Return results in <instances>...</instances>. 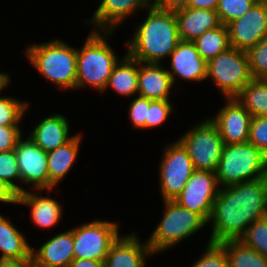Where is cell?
Returning a JSON list of instances; mask_svg holds the SVG:
<instances>
[{
  "mask_svg": "<svg viewBox=\"0 0 267 267\" xmlns=\"http://www.w3.org/2000/svg\"><path fill=\"white\" fill-rule=\"evenodd\" d=\"M267 216V177L219 188L207 223L210 242L239 240L247 227Z\"/></svg>",
  "mask_w": 267,
  "mask_h": 267,
  "instance_id": "cell-1",
  "label": "cell"
},
{
  "mask_svg": "<svg viewBox=\"0 0 267 267\" xmlns=\"http://www.w3.org/2000/svg\"><path fill=\"white\" fill-rule=\"evenodd\" d=\"M146 10L147 17L125 42L126 53L141 63L162 64L181 41L176 15L153 4Z\"/></svg>",
  "mask_w": 267,
  "mask_h": 267,
  "instance_id": "cell-2",
  "label": "cell"
},
{
  "mask_svg": "<svg viewBox=\"0 0 267 267\" xmlns=\"http://www.w3.org/2000/svg\"><path fill=\"white\" fill-rule=\"evenodd\" d=\"M114 31L92 30L77 49L75 90L91 87L102 93L119 58L107 39ZM87 85V86H86Z\"/></svg>",
  "mask_w": 267,
  "mask_h": 267,
  "instance_id": "cell-3",
  "label": "cell"
},
{
  "mask_svg": "<svg viewBox=\"0 0 267 267\" xmlns=\"http://www.w3.org/2000/svg\"><path fill=\"white\" fill-rule=\"evenodd\" d=\"M30 64L45 79L63 90H74L77 76V48L60 39L31 44L24 50Z\"/></svg>",
  "mask_w": 267,
  "mask_h": 267,
  "instance_id": "cell-4",
  "label": "cell"
},
{
  "mask_svg": "<svg viewBox=\"0 0 267 267\" xmlns=\"http://www.w3.org/2000/svg\"><path fill=\"white\" fill-rule=\"evenodd\" d=\"M215 173L220 188L267 177V155L250 142L225 144Z\"/></svg>",
  "mask_w": 267,
  "mask_h": 267,
  "instance_id": "cell-5",
  "label": "cell"
},
{
  "mask_svg": "<svg viewBox=\"0 0 267 267\" xmlns=\"http://www.w3.org/2000/svg\"><path fill=\"white\" fill-rule=\"evenodd\" d=\"M163 203L164 215L146 240L154 255L171 249L208 224L200 214L180 206L174 200H164Z\"/></svg>",
  "mask_w": 267,
  "mask_h": 267,
  "instance_id": "cell-6",
  "label": "cell"
},
{
  "mask_svg": "<svg viewBox=\"0 0 267 267\" xmlns=\"http://www.w3.org/2000/svg\"><path fill=\"white\" fill-rule=\"evenodd\" d=\"M207 78L211 79L224 98H235L253 79L246 51L229 47L207 61Z\"/></svg>",
  "mask_w": 267,
  "mask_h": 267,
  "instance_id": "cell-7",
  "label": "cell"
},
{
  "mask_svg": "<svg viewBox=\"0 0 267 267\" xmlns=\"http://www.w3.org/2000/svg\"><path fill=\"white\" fill-rule=\"evenodd\" d=\"M196 170L215 173L224 147L217 125L209 118L178 138Z\"/></svg>",
  "mask_w": 267,
  "mask_h": 267,
  "instance_id": "cell-8",
  "label": "cell"
},
{
  "mask_svg": "<svg viewBox=\"0 0 267 267\" xmlns=\"http://www.w3.org/2000/svg\"><path fill=\"white\" fill-rule=\"evenodd\" d=\"M116 222L95 220L73 227L74 259H92L102 261L110 246L119 237Z\"/></svg>",
  "mask_w": 267,
  "mask_h": 267,
  "instance_id": "cell-9",
  "label": "cell"
},
{
  "mask_svg": "<svg viewBox=\"0 0 267 267\" xmlns=\"http://www.w3.org/2000/svg\"><path fill=\"white\" fill-rule=\"evenodd\" d=\"M159 166V186L163 201L174 200L195 171L187 150L178 141L164 147Z\"/></svg>",
  "mask_w": 267,
  "mask_h": 267,
  "instance_id": "cell-10",
  "label": "cell"
},
{
  "mask_svg": "<svg viewBox=\"0 0 267 267\" xmlns=\"http://www.w3.org/2000/svg\"><path fill=\"white\" fill-rule=\"evenodd\" d=\"M219 188L216 173L195 169L174 201L208 221Z\"/></svg>",
  "mask_w": 267,
  "mask_h": 267,
  "instance_id": "cell-11",
  "label": "cell"
},
{
  "mask_svg": "<svg viewBox=\"0 0 267 267\" xmlns=\"http://www.w3.org/2000/svg\"><path fill=\"white\" fill-rule=\"evenodd\" d=\"M231 47L248 51L267 36V2L257 1L242 17L227 24Z\"/></svg>",
  "mask_w": 267,
  "mask_h": 267,
  "instance_id": "cell-12",
  "label": "cell"
},
{
  "mask_svg": "<svg viewBox=\"0 0 267 267\" xmlns=\"http://www.w3.org/2000/svg\"><path fill=\"white\" fill-rule=\"evenodd\" d=\"M17 143L15 155L20 170V182L34 190H49L47 152L29 136Z\"/></svg>",
  "mask_w": 267,
  "mask_h": 267,
  "instance_id": "cell-13",
  "label": "cell"
},
{
  "mask_svg": "<svg viewBox=\"0 0 267 267\" xmlns=\"http://www.w3.org/2000/svg\"><path fill=\"white\" fill-rule=\"evenodd\" d=\"M225 105L210 119L217 125L224 144L246 143L252 115L236 99L225 98Z\"/></svg>",
  "mask_w": 267,
  "mask_h": 267,
  "instance_id": "cell-14",
  "label": "cell"
},
{
  "mask_svg": "<svg viewBox=\"0 0 267 267\" xmlns=\"http://www.w3.org/2000/svg\"><path fill=\"white\" fill-rule=\"evenodd\" d=\"M169 57L170 69L167 71L173 84H176V79H182L184 82L206 80L207 62L198 53L194 42L181 40Z\"/></svg>",
  "mask_w": 267,
  "mask_h": 267,
  "instance_id": "cell-15",
  "label": "cell"
},
{
  "mask_svg": "<svg viewBox=\"0 0 267 267\" xmlns=\"http://www.w3.org/2000/svg\"><path fill=\"white\" fill-rule=\"evenodd\" d=\"M152 4L153 0H101L93 16L85 22L94 27L92 30L115 31L133 13Z\"/></svg>",
  "mask_w": 267,
  "mask_h": 267,
  "instance_id": "cell-16",
  "label": "cell"
},
{
  "mask_svg": "<svg viewBox=\"0 0 267 267\" xmlns=\"http://www.w3.org/2000/svg\"><path fill=\"white\" fill-rule=\"evenodd\" d=\"M135 232L119 237L110 246L103 267H146V258L154 255L147 241L141 242Z\"/></svg>",
  "mask_w": 267,
  "mask_h": 267,
  "instance_id": "cell-17",
  "label": "cell"
},
{
  "mask_svg": "<svg viewBox=\"0 0 267 267\" xmlns=\"http://www.w3.org/2000/svg\"><path fill=\"white\" fill-rule=\"evenodd\" d=\"M73 228L48 239L40 248H32L35 267H68L74 260Z\"/></svg>",
  "mask_w": 267,
  "mask_h": 267,
  "instance_id": "cell-18",
  "label": "cell"
},
{
  "mask_svg": "<svg viewBox=\"0 0 267 267\" xmlns=\"http://www.w3.org/2000/svg\"><path fill=\"white\" fill-rule=\"evenodd\" d=\"M35 192L25 190L19 193L18 204L29 207L30 217L34 226L39 228L49 229L57 226L62 218V206L56 199L50 197L53 189L47 190L49 196L41 195V191L34 190ZM40 191V192H39ZM44 196V197H43Z\"/></svg>",
  "mask_w": 267,
  "mask_h": 267,
  "instance_id": "cell-19",
  "label": "cell"
},
{
  "mask_svg": "<svg viewBox=\"0 0 267 267\" xmlns=\"http://www.w3.org/2000/svg\"><path fill=\"white\" fill-rule=\"evenodd\" d=\"M175 86L162 64L138 61V95L151 100H170L171 88Z\"/></svg>",
  "mask_w": 267,
  "mask_h": 267,
  "instance_id": "cell-20",
  "label": "cell"
},
{
  "mask_svg": "<svg viewBox=\"0 0 267 267\" xmlns=\"http://www.w3.org/2000/svg\"><path fill=\"white\" fill-rule=\"evenodd\" d=\"M180 39L194 41L207 30L221 26L216 10L182 8L174 11Z\"/></svg>",
  "mask_w": 267,
  "mask_h": 267,
  "instance_id": "cell-21",
  "label": "cell"
},
{
  "mask_svg": "<svg viewBox=\"0 0 267 267\" xmlns=\"http://www.w3.org/2000/svg\"><path fill=\"white\" fill-rule=\"evenodd\" d=\"M69 125L65 116L59 113L52 114L39 121L28 136L43 151L49 152L66 144L74 137L70 134Z\"/></svg>",
  "mask_w": 267,
  "mask_h": 267,
  "instance_id": "cell-22",
  "label": "cell"
},
{
  "mask_svg": "<svg viewBox=\"0 0 267 267\" xmlns=\"http://www.w3.org/2000/svg\"><path fill=\"white\" fill-rule=\"evenodd\" d=\"M81 134H75L66 144L47 152L49 189H54L74 165L79 154Z\"/></svg>",
  "mask_w": 267,
  "mask_h": 267,
  "instance_id": "cell-23",
  "label": "cell"
},
{
  "mask_svg": "<svg viewBox=\"0 0 267 267\" xmlns=\"http://www.w3.org/2000/svg\"><path fill=\"white\" fill-rule=\"evenodd\" d=\"M0 261L32 257V246L27 237L18 230L9 218L0 214Z\"/></svg>",
  "mask_w": 267,
  "mask_h": 267,
  "instance_id": "cell-24",
  "label": "cell"
},
{
  "mask_svg": "<svg viewBox=\"0 0 267 267\" xmlns=\"http://www.w3.org/2000/svg\"><path fill=\"white\" fill-rule=\"evenodd\" d=\"M108 88L117 92L118 95L128 98L138 95V60L125 53L115 65L102 93L106 92Z\"/></svg>",
  "mask_w": 267,
  "mask_h": 267,
  "instance_id": "cell-25",
  "label": "cell"
},
{
  "mask_svg": "<svg viewBox=\"0 0 267 267\" xmlns=\"http://www.w3.org/2000/svg\"><path fill=\"white\" fill-rule=\"evenodd\" d=\"M235 98L252 116L267 117V79L253 78Z\"/></svg>",
  "mask_w": 267,
  "mask_h": 267,
  "instance_id": "cell-26",
  "label": "cell"
},
{
  "mask_svg": "<svg viewBox=\"0 0 267 267\" xmlns=\"http://www.w3.org/2000/svg\"><path fill=\"white\" fill-rule=\"evenodd\" d=\"M226 251L229 267H267V259L240 239L220 243Z\"/></svg>",
  "mask_w": 267,
  "mask_h": 267,
  "instance_id": "cell-27",
  "label": "cell"
},
{
  "mask_svg": "<svg viewBox=\"0 0 267 267\" xmlns=\"http://www.w3.org/2000/svg\"><path fill=\"white\" fill-rule=\"evenodd\" d=\"M193 42L198 53L206 62L231 46L227 25L223 24L207 30Z\"/></svg>",
  "mask_w": 267,
  "mask_h": 267,
  "instance_id": "cell-28",
  "label": "cell"
},
{
  "mask_svg": "<svg viewBox=\"0 0 267 267\" xmlns=\"http://www.w3.org/2000/svg\"><path fill=\"white\" fill-rule=\"evenodd\" d=\"M28 103L16 97L0 96V126H20Z\"/></svg>",
  "mask_w": 267,
  "mask_h": 267,
  "instance_id": "cell-29",
  "label": "cell"
},
{
  "mask_svg": "<svg viewBox=\"0 0 267 267\" xmlns=\"http://www.w3.org/2000/svg\"><path fill=\"white\" fill-rule=\"evenodd\" d=\"M240 240L267 259V216L251 223Z\"/></svg>",
  "mask_w": 267,
  "mask_h": 267,
  "instance_id": "cell-30",
  "label": "cell"
},
{
  "mask_svg": "<svg viewBox=\"0 0 267 267\" xmlns=\"http://www.w3.org/2000/svg\"><path fill=\"white\" fill-rule=\"evenodd\" d=\"M257 2V0H219L216 12L223 25L242 17Z\"/></svg>",
  "mask_w": 267,
  "mask_h": 267,
  "instance_id": "cell-31",
  "label": "cell"
},
{
  "mask_svg": "<svg viewBox=\"0 0 267 267\" xmlns=\"http://www.w3.org/2000/svg\"><path fill=\"white\" fill-rule=\"evenodd\" d=\"M252 78L267 79V36L247 51Z\"/></svg>",
  "mask_w": 267,
  "mask_h": 267,
  "instance_id": "cell-32",
  "label": "cell"
},
{
  "mask_svg": "<svg viewBox=\"0 0 267 267\" xmlns=\"http://www.w3.org/2000/svg\"><path fill=\"white\" fill-rule=\"evenodd\" d=\"M0 179L6 181L18 193L27 190L16 184L17 181L20 183V170L15 150L0 152Z\"/></svg>",
  "mask_w": 267,
  "mask_h": 267,
  "instance_id": "cell-33",
  "label": "cell"
},
{
  "mask_svg": "<svg viewBox=\"0 0 267 267\" xmlns=\"http://www.w3.org/2000/svg\"><path fill=\"white\" fill-rule=\"evenodd\" d=\"M206 244L205 253L191 267H229L225 248L220 243Z\"/></svg>",
  "mask_w": 267,
  "mask_h": 267,
  "instance_id": "cell-34",
  "label": "cell"
},
{
  "mask_svg": "<svg viewBox=\"0 0 267 267\" xmlns=\"http://www.w3.org/2000/svg\"><path fill=\"white\" fill-rule=\"evenodd\" d=\"M172 112L175 111L170 100L150 99V107L148 108L147 118L145 119V129L151 130L154 127L163 125Z\"/></svg>",
  "mask_w": 267,
  "mask_h": 267,
  "instance_id": "cell-35",
  "label": "cell"
},
{
  "mask_svg": "<svg viewBox=\"0 0 267 267\" xmlns=\"http://www.w3.org/2000/svg\"><path fill=\"white\" fill-rule=\"evenodd\" d=\"M248 142L267 155V117L252 116Z\"/></svg>",
  "mask_w": 267,
  "mask_h": 267,
  "instance_id": "cell-36",
  "label": "cell"
},
{
  "mask_svg": "<svg viewBox=\"0 0 267 267\" xmlns=\"http://www.w3.org/2000/svg\"><path fill=\"white\" fill-rule=\"evenodd\" d=\"M150 99L136 95L128 107V116L132 123V128L145 130V119L147 118Z\"/></svg>",
  "mask_w": 267,
  "mask_h": 267,
  "instance_id": "cell-37",
  "label": "cell"
},
{
  "mask_svg": "<svg viewBox=\"0 0 267 267\" xmlns=\"http://www.w3.org/2000/svg\"><path fill=\"white\" fill-rule=\"evenodd\" d=\"M20 126H0V152L14 150L23 134Z\"/></svg>",
  "mask_w": 267,
  "mask_h": 267,
  "instance_id": "cell-38",
  "label": "cell"
},
{
  "mask_svg": "<svg viewBox=\"0 0 267 267\" xmlns=\"http://www.w3.org/2000/svg\"><path fill=\"white\" fill-rule=\"evenodd\" d=\"M19 193L6 181L0 179V202L5 204H18Z\"/></svg>",
  "mask_w": 267,
  "mask_h": 267,
  "instance_id": "cell-39",
  "label": "cell"
},
{
  "mask_svg": "<svg viewBox=\"0 0 267 267\" xmlns=\"http://www.w3.org/2000/svg\"><path fill=\"white\" fill-rule=\"evenodd\" d=\"M189 0H153V5L164 10L176 11L188 7Z\"/></svg>",
  "mask_w": 267,
  "mask_h": 267,
  "instance_id": "cell-40",
  "label": "cell"
},
{
  "mask_svg": "<svg viewBox=\"0 0 267 267\" xmlns=\"http://www.w3.org/2000/svg\"><path fill=\"white\" fill-rule=\"evenodd\" d=\"M219 0H189L188 7L193 9L216 10Z\"/></svg>",
  "mask_w": 267,
  "mask_h": 267,
  "instance_id": "cell-41",
  "label": "cell"
},
{
  "mask_svg": "<svg viewBox=\"0 0 267 267\" xmlns=\"http://www.w3.org/2000/svg\"><path fill=\"white\" fill-rule=\"evenodd\" d=\"M0 267H35L33 258L0 261Z\"/></svg>",
  "mask_w": 267,
  "mask_h": 267,
  "instance_id": "cell-42",
  "label": "cell"
},
{
  "mask_svg": "<svg viewBox=\"0 0 267 267\" xmlns=\"http://www.w3.org/2000/svg\"><path fill=\"white\" fill-rule=\"evenodd\" d=\"M68 267H103V262L92 259H74Z\"/></svg>",
  "mask_w": 267,
  "mask_h": 267,
  "instance_id": "cell-43",
  "label": "cell"
},
{
  "mask_svg": "<svg viewBox=\"0 0 267 267\" xmlns=\"http://www.w3.org/2000/svg\"><path fill=\"white\" fill-rule=\"evenodd\" d=\"M10 75L6 72H0V93L10 84Z\"/></svg>",
  "mask_w": 267,
  "mask_h": 267,
  "instance_id": "cell-44",
  "label": "cell"
}]
</instances>
